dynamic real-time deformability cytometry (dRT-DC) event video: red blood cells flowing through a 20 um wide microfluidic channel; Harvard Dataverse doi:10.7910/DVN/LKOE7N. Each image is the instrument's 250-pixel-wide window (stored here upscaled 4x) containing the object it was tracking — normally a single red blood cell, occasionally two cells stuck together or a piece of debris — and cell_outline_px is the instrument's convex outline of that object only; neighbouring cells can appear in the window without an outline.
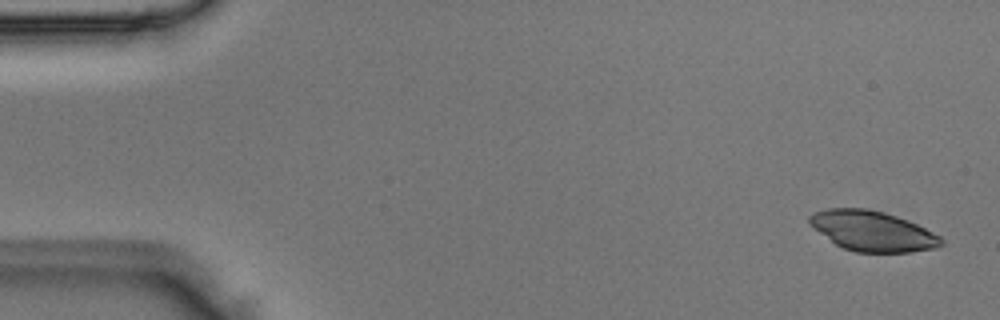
{"species": "Egyptian fruit bat (a non-hibernating species)", "species_latin": "Rousettus aegyptiacus", "temperature_condition": "room temperature", "stored_images_in_passage": 5, "camera_frame_rate_fps": 3000, "um_per_image_px": 0.085, "animal": {"sex": "male"}, "frame": {"image": 1, "passage_image": 1, "time_ms": 0.0, "image_size_px": [1000, 320], "cell_outline_px": [[944, 244], [936, 248], [908, 252], [856, 252], [844, 248], [836, 244], [808, 224], [808, 216], [816, 212], [828, 208], [864, 208], [884, 212], [908, 220], [940, 236], [944, 240]], "centroid_in_image_um": [74.16, 19.64], "position_along_channel_um": 10.8, "area_um2": 30.63}}